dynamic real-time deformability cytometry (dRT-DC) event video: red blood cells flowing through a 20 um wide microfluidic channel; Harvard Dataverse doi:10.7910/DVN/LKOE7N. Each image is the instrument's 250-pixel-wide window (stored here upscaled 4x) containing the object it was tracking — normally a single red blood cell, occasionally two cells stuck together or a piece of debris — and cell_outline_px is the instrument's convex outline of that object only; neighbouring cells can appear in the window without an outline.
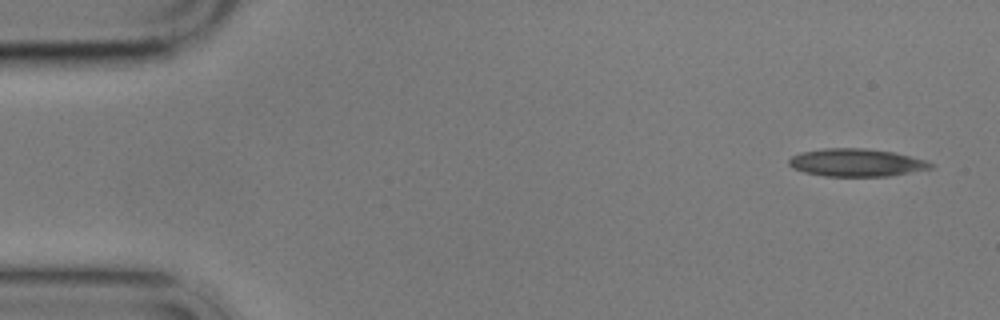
{"species": "common noctule bat (a hibernating species)", "species_latin": "Nyctalus noctula", "temperature_condition": "cold", "stored_images_in_passage": 5, "camera_frame_rate_fps": 3000, "um_per_image_px": 0.085, "animal": {"sex": "male", "body_mass_g": 17.9}, "frame": {"image": 1, "passage_image": 1, "time_ms": 0.0, "image_size_px": [1000, 320], "cell_outline_px": [[936, 168], [888, 176], [824, 176], [804, 172], [792, 168], [788, 164], [788, 160], [792, 156], [800, 152], [824, 148], [864, 148], [892, 152], [924, 160], [936, 164]], "centroid_in_image_um": [72.79, 13.82], "position_along_channel_um": 12.2, "area_um2": 23.0}}
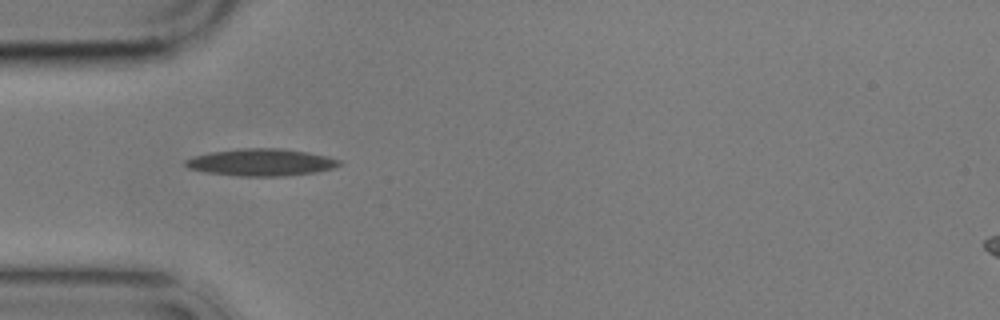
{"frame": {"image": 2, "passage_image": 5, "time_ms": 4.667, "image_size_px": [1000, 320], "cell_outline_px": [[340, 164], [332, 168], [316, 172], [288, 176], [240, 176], [208, 172], [188, 168], [184, 164], [184, 160], [192, 156], [212, 152], [240, 148], [280, 148], [308, 152], [328, 156], [340, 160]], "centroid_in_image_um": [22.2, 13.79], "position_along_channel_um": 62.8, "area_um2": 24.28}}